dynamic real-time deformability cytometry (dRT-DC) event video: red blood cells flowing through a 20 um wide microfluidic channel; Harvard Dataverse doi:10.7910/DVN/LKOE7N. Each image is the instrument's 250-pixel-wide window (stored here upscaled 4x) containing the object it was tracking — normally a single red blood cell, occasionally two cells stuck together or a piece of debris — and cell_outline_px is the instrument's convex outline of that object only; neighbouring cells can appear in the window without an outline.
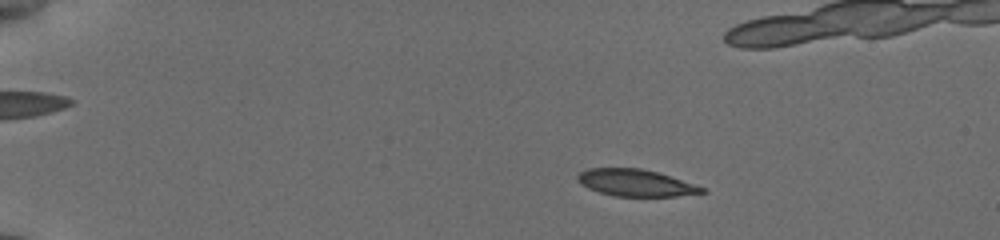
{"species": "common noctule bat (a hibernating species)", "species_latin": "Nyctalus noctula", "temperature_condition": "cold", "stored_images_in_passage": 56, "camera_frame_rate_fps": 3000, "um_per_image_px": 0.085, "animal": {"sex": "female", "body_mass_g": 19.5, "forearm_length_mm": 54.1}, "frame": {"image": 1, "passage_image": 11, "time_ms": 3.333, "image_size_px": [1000, 240], "cell_outline_px": [[708, 192], [676, 196], [616, 196], [600, 192], [588, 188], [580, 184], [576, 180], [576, 176], [580, 172], [588, 168], [640, 168], [656, 172], [708, 188]], "centroid_in_image_um": [54.04, 15.54], "position_along_channel_um": 31.0, "area_um2": 19.48}}
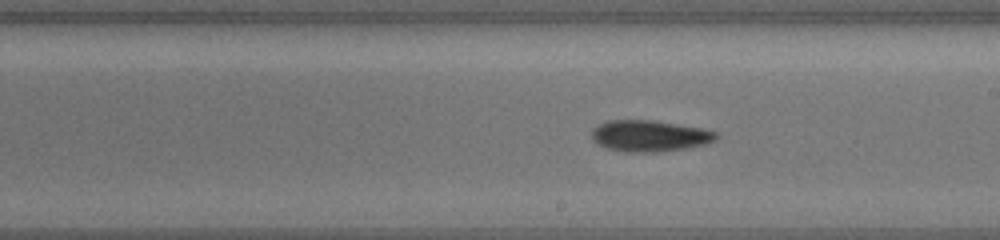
{"frame": {"image": 2, "passage_image": 34, "time_ms": 11.0, "image_size_px": [1000, 240], "cell_outline_px": [[720, 136], [716, 140], [704, 144], [688, 148], [660, 152], [624, 152], [608, 148], [596, 144], [592, 140], [592, 128], [608, 120], [652, 120], [700, 128], [716, 132]], "centroid_in_image_um": [55.2, 11.56], "position_along_channel_um": 233.8, "area_um2": 22.77}}
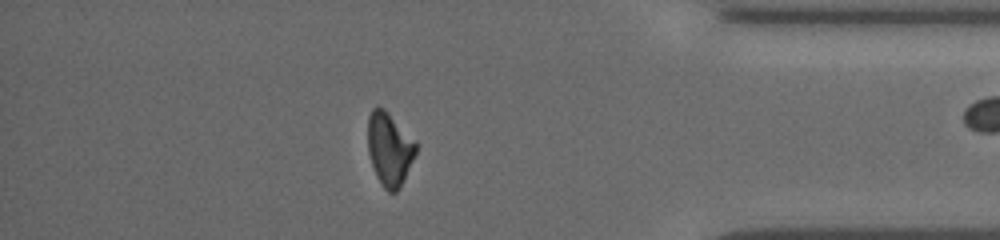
{"frame": {"image": 3, "passage_image": 49, "time_ms": 16.0, "image_size_px": [1000, 240], "cell_outline_px": [[416, 152], [400, 188], [396, 192], [388, 192], [384, 188], [376, 176], [368, 152], [368, 116], [372, 108], [384, 108], [416, 140]], "centroid_in_image_um": [33.1, 12.66], "position_along_channel_um": 402.1, "area_um2": 20.46}, "authors_computed_cell_mechanics": {"area_um2": 21.1548, "velocity_mm_per_s": 3.8312, "shape_relaxation_time_tau1_ms": 4.8901, "shape_relaxation_time_tau2_ms": null, "deformation_change_tau1": 0.1466, "deformation_change_tau2": null}}